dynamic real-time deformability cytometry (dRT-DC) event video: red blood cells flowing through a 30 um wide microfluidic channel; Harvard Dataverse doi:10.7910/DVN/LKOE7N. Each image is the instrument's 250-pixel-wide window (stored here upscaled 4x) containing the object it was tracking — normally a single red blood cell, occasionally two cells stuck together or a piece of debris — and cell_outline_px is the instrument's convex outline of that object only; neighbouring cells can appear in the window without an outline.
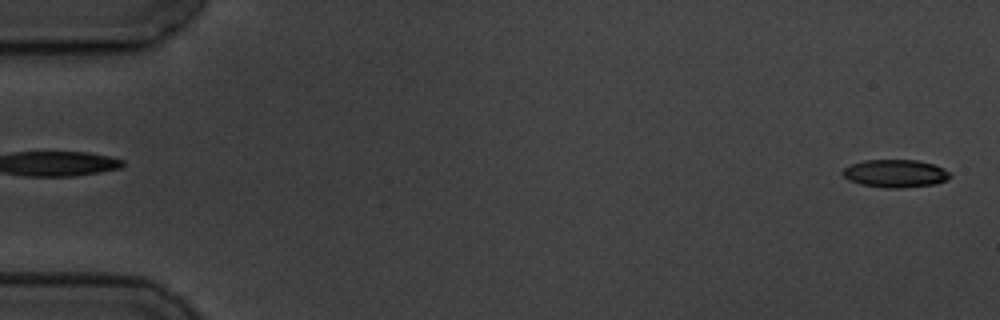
{"species": "common noctule bat (a hibernating species)", "species_latin": "Nyctalus noctula", "temperature_condition": "cold", "stored_images_in_passage": 5, "camera_frame_rate_fps": 3000, "um_per_image_px": 0.085, "animal": {"sex": "male", "body_mass_g": 19.5, "forearm_length_mm": 54.6}, "frame": {"image": 1, "passage_image": 5, "time_ms": 4.667, "image_size_px": [1000, 320], "cell_outline_px": [[952, 176], [948, 180], [936, 184], [904, 188], [884, 188], [860, 184], [848, 180], [840, 172], [844, 168], [852, 164], [864, 160], [916, 160], [932, 164], [944, 168]], "centroid_in_image_um": [76.1, 14.76], "position_along_channel_um": 8.9, "area_um2": 17.57}}